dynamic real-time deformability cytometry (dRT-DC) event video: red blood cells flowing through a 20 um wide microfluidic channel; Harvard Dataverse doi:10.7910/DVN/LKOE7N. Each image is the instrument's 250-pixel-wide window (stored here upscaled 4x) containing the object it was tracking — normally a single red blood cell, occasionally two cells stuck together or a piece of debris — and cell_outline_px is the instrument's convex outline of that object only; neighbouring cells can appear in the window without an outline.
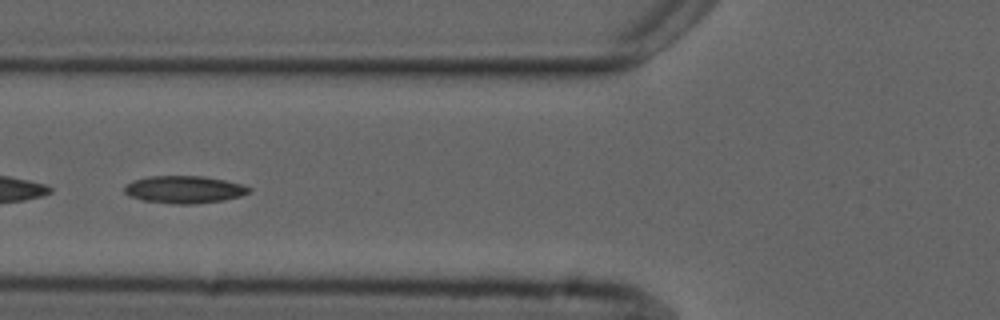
{"species": "common noctule bat (a hibernating species)", "species_latin": "Nyctalus noctula", "temperature_condition": "cold", "stored_images_in_passage": 53, "camera_frame_rate_fps": 3000, "um_per_image_px": 0.085, "animal": {"sex": "male", "forearm_length_mm": 52.5}, "frame": {"image": 1, "passage_image": 21, "time_ms": 6.667, "image_size_px": [1000, 320], "cell_outline_px": [[252, 188], [248, 192], [240, 196], [224, 200], [192, 204], [172, 204], [144, 200], [128, 196], [124, 192], [124, 188], [132, 180], [148, 176], [204, 176], [244, 184]], "centroid_in_image_um": [15.66, 16.1], "position_along_channel_um": 110.1, "area_um2": 19.94}}
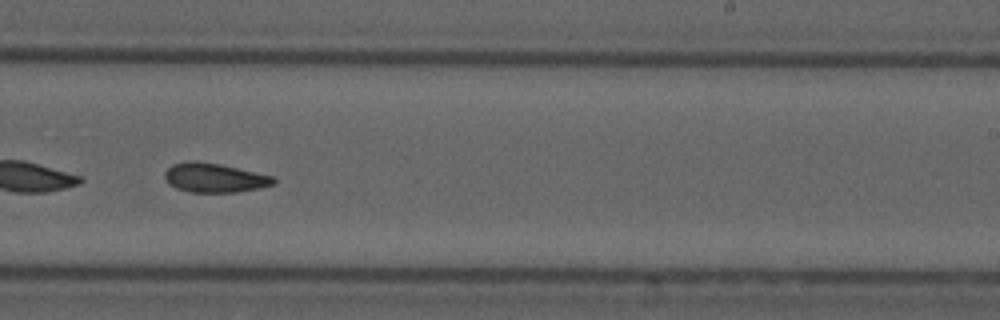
{"frame": {"image": 2, "passage_image": 34, "time_ms": 11.0, "image_size_px": [1000, 320], "cell_outline_px": [[276, 184], [236, 192], [192, 192], [176, 188], [168, 184], [164, 176], [164, 172], [172, 164], [188, 160], [196, 160], [220, 164], [272, 176], [276, 180]], "centroid_in_image_um": [18.18, 15.1], "position_along_channel_um": 270.8, "area_um2": 18.5}, "authors_computed_cell_mechanics": {"area_um2": 18.8428, "velocity_mm_per_s": 3.7082, "shape_relaxation_time_tau1_ms": null, "shape_relaxation_time_tau2_ms": 5.5347, "deformation_change_tau1": null, "deformation_change_tau2": 0.1283}}